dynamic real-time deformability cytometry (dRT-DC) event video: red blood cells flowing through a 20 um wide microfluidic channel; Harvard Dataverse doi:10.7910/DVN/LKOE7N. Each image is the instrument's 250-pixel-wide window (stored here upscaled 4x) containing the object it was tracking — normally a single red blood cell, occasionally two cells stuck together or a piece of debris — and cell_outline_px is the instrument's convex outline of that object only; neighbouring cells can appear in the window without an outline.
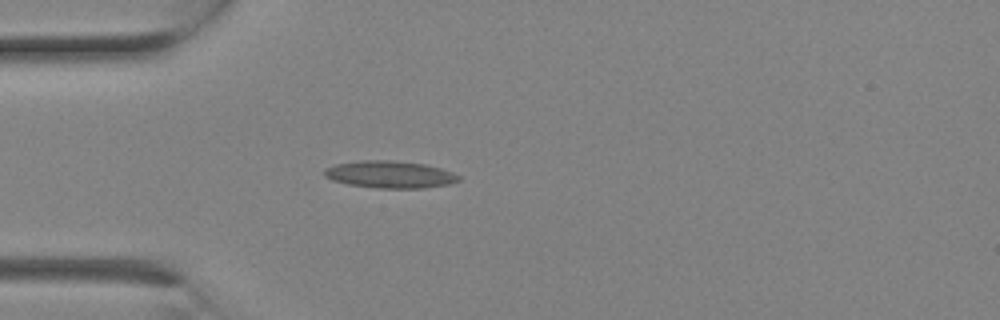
{"species": "Egyptian fruit bat (a non-hibernating species)", "species_latin": "Rousettus aegyptiacus", "temperature_condition": "room temperature", "stored_images_in_passage": 2, "camera_frame_rate_fps": 3000, "um_per_image_px": 0.085, "animal": {"sex": "female"}, "frame": {"image": 1, "passage_image": 2, "time_ms": 0.333, "image_size_px": [1000, 320], "cell_outline_px": [[460, 180], [448, 184], [424, 188], [380, 188], [348, 184], [332, 180], [324, 176], [324, 168], [336, 164], [364, 160], [392, 160], [424, 164], [440, 168], [452, 172], [460, 176]], "centroid_in_image_um": [33.14, 14.83], "position_along_channel_um": 51.9, "area_um2": 21.15}}